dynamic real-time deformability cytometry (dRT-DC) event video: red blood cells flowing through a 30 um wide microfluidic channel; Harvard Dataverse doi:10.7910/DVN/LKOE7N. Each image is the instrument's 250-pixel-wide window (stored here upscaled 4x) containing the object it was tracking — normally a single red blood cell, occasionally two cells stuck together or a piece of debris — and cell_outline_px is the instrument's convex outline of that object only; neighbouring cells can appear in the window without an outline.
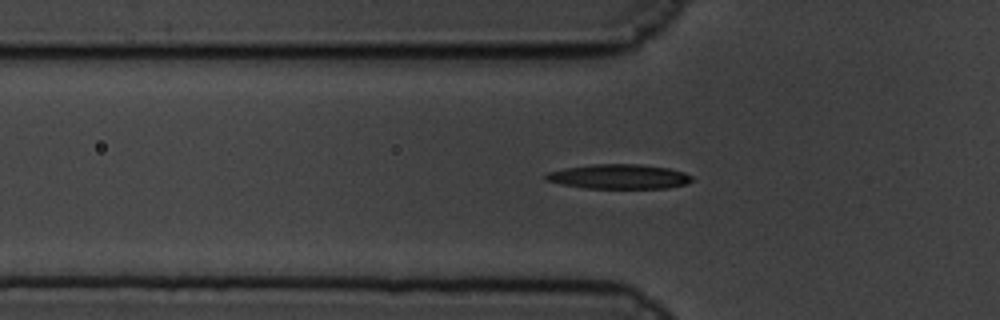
{"species": "common noctule bat (a hibernating species)", "species_latin": "Nyctalus noctula", "temperature_condition": "cold", "stored_images_in_passage": 44, "camera_frame_rate_fps": 3000, "um_per_image_px": 0.085, "animal": {"sex": "male", "body_mass_g": 19.5, "forearm_length_mm": 54.6}, "frame": {"image": 1, "passage_image": 13, "time_ms": 4.0, "image_size_px": [1000, 320], "cell_outline_px": [[692, 180], [684, 184], [668, 188], [584, 188], [560, 184], [548, 180], [544, 176], [544, 172], [564, 168], [592, 164], [640, 164], [668, 168], [684, 172], [692, 176]], "centroid_in_image_um": [52.57, 15.0], "position_along_channel_um": 73.2, "area_um2": 20.98}}
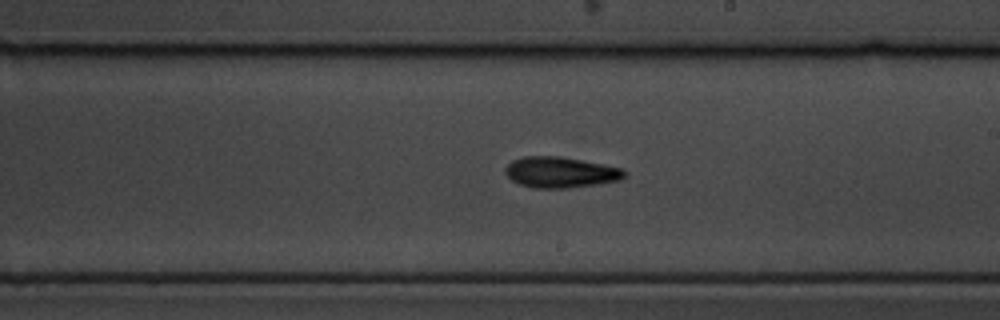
{"frame": {"image": 2, "passage_image": 28, "time_ms": 9.0, "image_size_px": [1000, 320], "cell_outline_px": [[628, 172], [620, 180], [596, 184], [568, 188], [532, 188], [520, 184], [512, 180], [504, 172], [504, 168], [512, 160], [524, 156], [560, 156], [604, 164], [624, 168]], "centroid_in_image_um": [47.65, 14.64], "position_along_channel_um": 241.4, "area_um2": 21.56}}
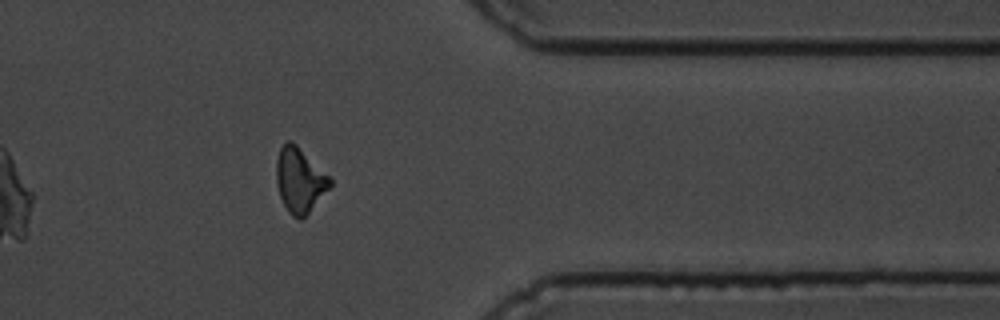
{"frame": {"image": 3, "passage_image": 42, "time_ms": 13.667, "image_size_px": [1000, 320], "cell_outline_px": [[332, 184], [308, 212], [300, 220], [292, 216], [288, 212], [280, 196], [276, 184], [276, 160], [280, 148], [288, 140], [296, 144], [332, 180]], "centroid_in_image_um": [25.43, 15.31], "position_along_channel_um": 386.0, "area_um2": 19.77}, "authors_computed_cell_mechanics": {"area_um2": 20.3456, "velocity_mm_per_s": 3.362, "shape_relaxation_time_tau1_ms": 4.0247, "shape_relaxation_time_tau2_ms": null, "deformation_change_tau1": 0.145, "deformation_change_tau2": null}}